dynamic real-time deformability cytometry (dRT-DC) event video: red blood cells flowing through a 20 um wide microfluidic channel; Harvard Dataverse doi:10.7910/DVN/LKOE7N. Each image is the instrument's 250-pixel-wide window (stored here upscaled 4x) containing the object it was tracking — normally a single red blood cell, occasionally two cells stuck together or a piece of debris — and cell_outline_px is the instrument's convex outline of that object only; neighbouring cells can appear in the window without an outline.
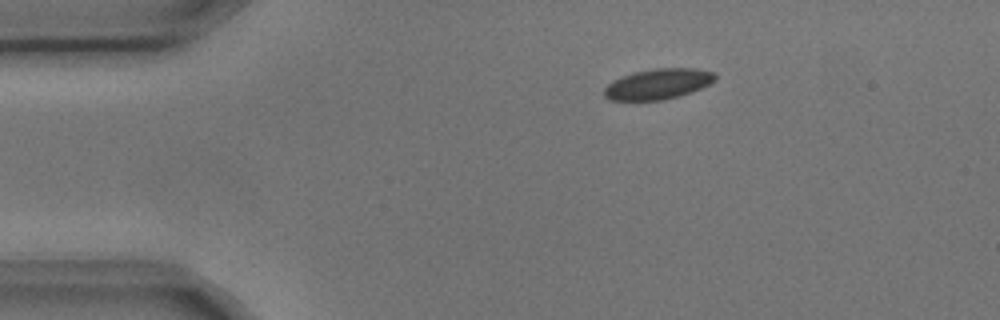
{"species": "common noctule bat (a hibernating species)", "species_latin": "Nyctalus noctula", "temperature_condition": "cold", "stored_images_in_passage": 4, "camera_frame_rate_fps": 3000, "um_per_image_px": 0.085, "animal": {"sex": "male", "body_mass_g": 17.9, "forearm_length_mm": 54.2}, "frame": {"image": 1, "passage_image": 1, "time_ms": 0.0, "image_size_px": [1000, 320], "cell_outline_px": [[716, 80], [692, 92], [680, 96], [664, 100], [608, 100], [604, 96], [604, 88], [612, 80], [620, 76], [632, 72], [652, 68], [696, 68], [712, 72], [716, 76]], "centroid_in_image_um": [55.9, 7.13], "position_along_channel_um": 29.1, "area_um2": 19.94}}